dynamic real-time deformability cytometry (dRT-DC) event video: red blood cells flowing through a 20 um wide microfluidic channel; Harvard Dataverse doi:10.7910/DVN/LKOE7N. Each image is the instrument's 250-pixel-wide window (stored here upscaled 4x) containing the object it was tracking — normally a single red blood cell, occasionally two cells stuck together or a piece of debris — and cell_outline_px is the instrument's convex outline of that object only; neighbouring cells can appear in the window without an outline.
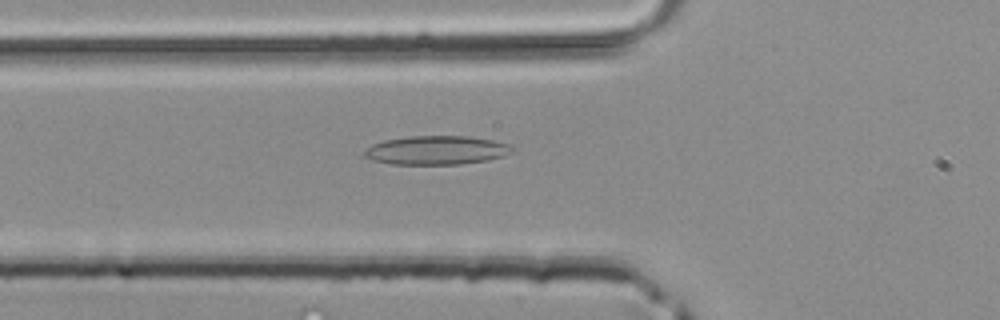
{"species": "common noctule bat (a hibernating species)", "species_latin": "Nyctalus noctula", "temperature_condition": "room temperature", "stored_images_in_passage": 34, "camera_frame_rate_fps": 3000, "um_per_image_px": 0.085, "animal": {"sex": "male", "body_mass_g": 20.4}, "frame": {"image": 1, "passage_image": 6, "time_ms": 1.667, "image_size_px": [1000, 320], "cell_outline_px": [[516, 148], [504, 156], [488, 160], [460, 164], [392, 164], [372, 160], [364, 156], [364, 152], [372, 144], [384, 140], [408, 136], [468, 136], [492, 140], [512, 144]], "centroid_in_image_um": [37.13, 12.76], "position_along_channel_um": 88.7, "area_um2": 24.91}}
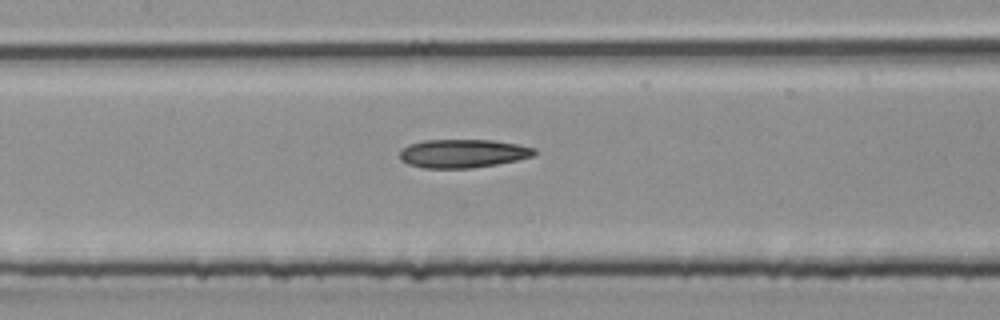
{"frame": {"image": 2, "passage_image": 11, "time_ms": 3.333, "image_size_px": [1000, 320], "cell_outline_px": [[536, 152], [532, 156], [516, 160], [496, 164], [472, 168], [424, 168], [408, 164], [400, 160], [400, 152], [408, 144], [424, 140], [492, 140], [516, 144], [536, 148]], "centroid_in_image_um": [39.32, 13.04], "position_along_channel_um": 168.1, "area_um2": 22.25}}
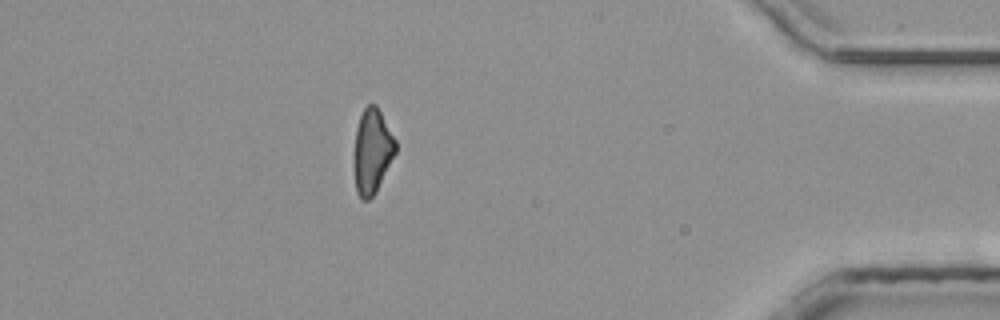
{"frame": {"image": 3, "passage_image": 29, "time_ms": 9.333, "image_size_px": [1000, 320], "cell_outline_px": [[396, 152], [376, 192], [368, 200], [360, 200], [356, 192], [352, 156], [356, 128], [360, 116], [364, 108], [368, 104], [376, 104], [396, 140]], "centroid_in_image_um": [31.6, 12.88], "position_along_channel_um": 403.6, "area_um2": 20.87}}